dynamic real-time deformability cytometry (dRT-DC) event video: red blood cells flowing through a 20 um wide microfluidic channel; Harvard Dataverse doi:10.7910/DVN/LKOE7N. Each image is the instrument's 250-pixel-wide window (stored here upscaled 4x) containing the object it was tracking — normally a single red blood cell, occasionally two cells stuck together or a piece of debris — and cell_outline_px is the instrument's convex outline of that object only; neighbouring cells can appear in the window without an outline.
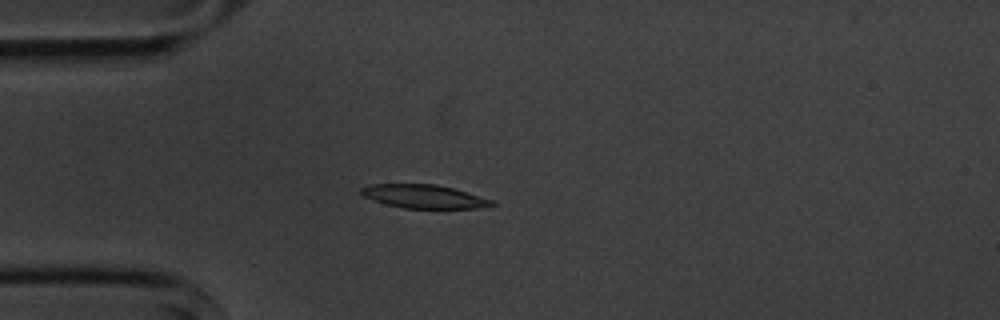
{"species": "common noctule bat (a hibernating species)", "species_latin": "Nyctalus noctula", "temperature_condition": "cold", "stored_images_in_passage": 5, "camera_frame_rate_fps": 3000, "um_per_image_px": 0.085, "animal": {"sex": "male", "body_mass_g": 20.1, "forearm_length_mm": 53.5}, "frame": {"image": 1, "passage_image": 4, "time_ms": 3.667, "image_size_px": [1000, 320], "cell_outline_px": [[496, 204], [472, 208], [404, 208], [372, 200], [364, 196], [360, 192], [360, 188], [372, 184], [436, 184], [452, 188], [492, 200]], "centroid_in_image_um": [35.97, 16.69], "position_along_channel_um": 49.0, "area_um2": 17.51}}